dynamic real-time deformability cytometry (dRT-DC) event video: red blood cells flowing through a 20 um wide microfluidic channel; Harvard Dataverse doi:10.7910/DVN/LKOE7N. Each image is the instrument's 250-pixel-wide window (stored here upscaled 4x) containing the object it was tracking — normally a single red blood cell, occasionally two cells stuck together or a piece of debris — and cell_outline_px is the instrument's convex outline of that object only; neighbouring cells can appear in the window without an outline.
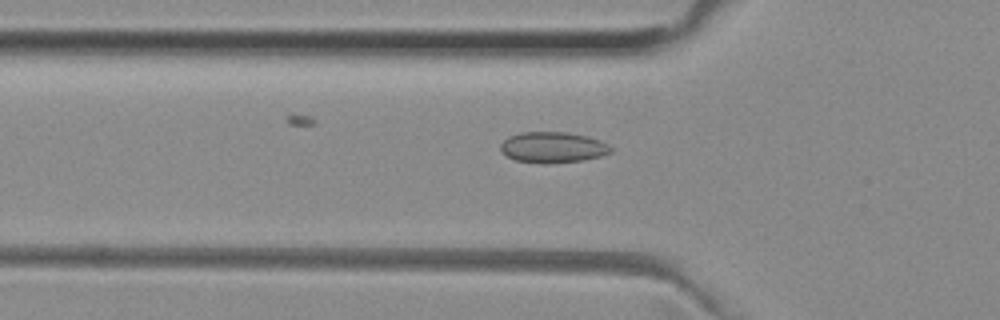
{"species": "common noctule bat (a hibernating species)", "species_latin": "Nyctalus noctula", "temperature_condition": "room temperature", "stored_images_in_passage": 43, "camera_frame_rate_fps": 3000, "um_per_image_px": 0.085, "animal": {"sex": "female", "body_mass_g": 29.2, "forearm_length_mm": 56.3}, "frame": {"image": 1, "passage_image": 9, "time_ms": 2.667, "image_size_px": [1000, 320], "cell_outline_px": [[612, 152], [600, 156], [584, 160], [548, 164], [544, 164], [516, 160], [508, 156], [500, 148], [500, 144], [508, 136], [520, 132], [564, 132], [588, 136], [600, 140], [608, 144], [612, 148]], "centroid_in_image_um": [47.01, 12.52], "position_along_channel_um": 78.8, "area_um2": 19.88}}
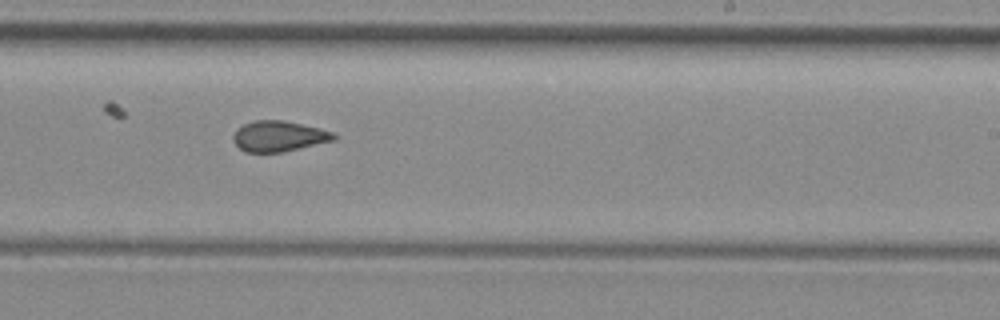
{"frame": {"image": 2, "passage_image": 23, "time_ms": 7.333, "image_size_px": [1000, 320], "cell_outline_px": [[336, 140], [280, 152], [244, 152], [232, 140], [232, 136], [236, 128], [244, 124], [256, 120], [284, 120], [320, 128], [332, 132], [336, 136]], "centroid_in_image_um": [23.67, 11.57], "position_along_channel_um": 265.3, "area_um2": 17.92}}
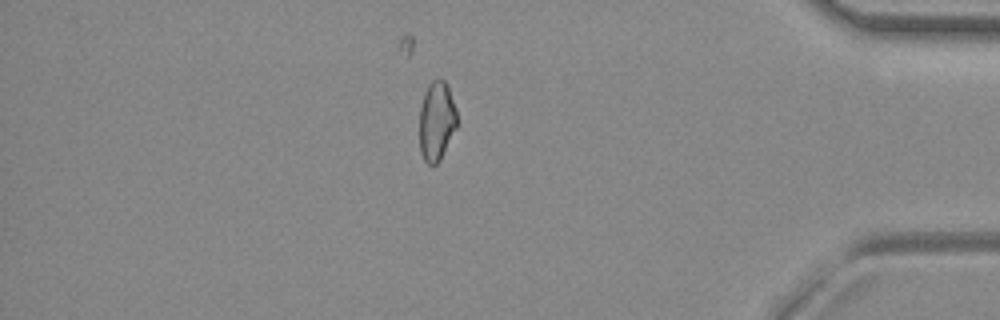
{"frame": {"image": 3, "passage_image": 36, "time_ms": 11.667, "image_size_px": [1000, 320], "cell_outline_px": [[456, 128], [440, 160], [436, 164], [428, 164], [424, 160], [420, 152], [420, 108], [424, 92], [428, 84], [432, 80], [444, 80], [448, 84], [456, 108]], "centroid_in_image_um": [37.11, 10.27], "position_along_channel_um": 398.1, "area_um2": 17.34}, "authors_computed_cell_mechanics": {"area_um2": 18.2648, "velocity_mm_per_s": 3.9852, "shape_relaxation_time_tau1_ms": null, "shape_relaxation_time_tau2_ms": 3.313, "deformation_change_tau1": null, "deformation_change_tau2": 0.0814}}